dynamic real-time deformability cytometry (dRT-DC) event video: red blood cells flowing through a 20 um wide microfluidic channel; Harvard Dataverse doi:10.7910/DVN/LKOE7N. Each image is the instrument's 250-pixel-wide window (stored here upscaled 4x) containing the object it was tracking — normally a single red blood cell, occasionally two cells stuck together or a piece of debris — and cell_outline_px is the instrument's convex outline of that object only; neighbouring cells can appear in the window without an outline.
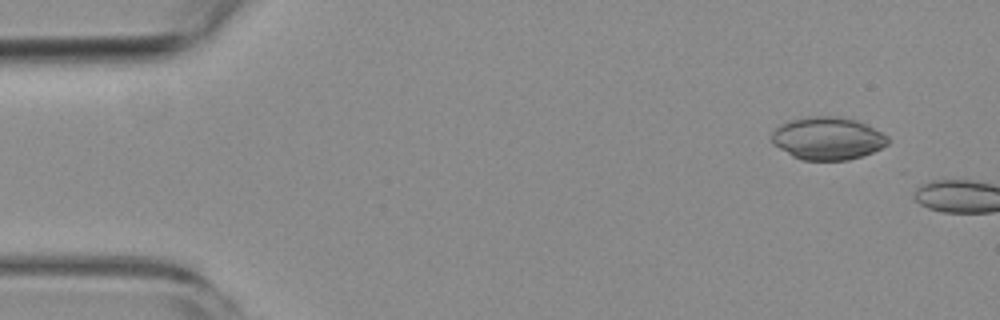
{"species": "common noctule bat (a hibernating species)", "species_latin": "Nyctalus noctula", "temperature_condition": "room temperature", "stored_images_in_passage": 7, "camera_frame_rate_fps": 3000, "um_per_image_px": 0.085, "animal": {"sex": "female", "body_mass_g": 19.3, "forearm_length_mm": 54.1}, "frame": {"image": 1, "passage_image": 7, "time_ms": 7.0, "image_size_px": [1000, 320], "cell_outline_px": [[892, 140], [888, 144], [872, 152], [848, 160], [804, 160], [792, 156], [772, 144], [772, 132], [780, 124], [788, 120], [808, 116], [836, 116], [856, 120], [868, 124], [888, 136]], "centroid_in_image_um": [70.35, 11.75], "position_along_channel_um": 14.6, "area_um2": 29.13}}